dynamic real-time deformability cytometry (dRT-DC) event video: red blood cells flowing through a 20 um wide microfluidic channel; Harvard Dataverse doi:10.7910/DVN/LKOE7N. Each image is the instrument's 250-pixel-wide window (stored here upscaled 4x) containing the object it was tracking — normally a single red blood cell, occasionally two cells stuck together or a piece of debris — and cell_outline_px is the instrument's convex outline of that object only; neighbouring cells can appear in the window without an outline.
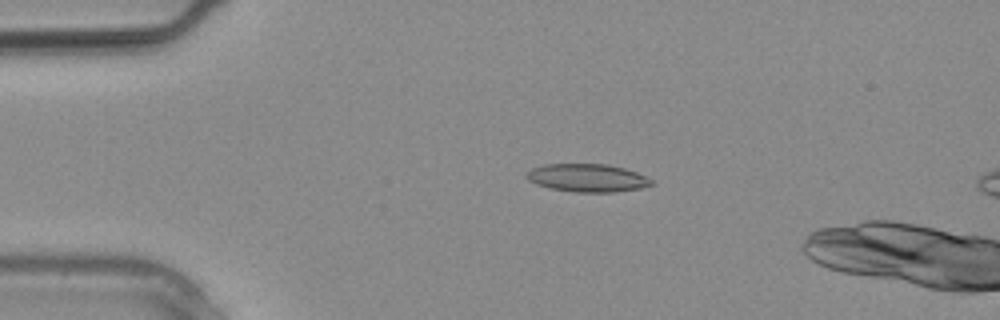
{"species": "common noctule bat (a hibernating species)", "species_latin": "Nyctalus noctula", "temperature_condition": "warm", "stored_images_in_passage": 7, "camera_frame_rate_fps": 3000, "um_per_image_px": 0.085, "animal": {"sex": "male", "body_mass_g": 20.4}, "frame": {"image": 1, "passage_image": 5, "time_ms": 1.333, "image_size_px": [1000, 320], "cell_outline_px": [[652, 184], [640, 188], [616, 192], [576, 192], [552, 188], [536, 184], [528, 180], [524, 176], [524, 172], [532, 168], [544, 164], [608, 164], [624, 168], [636, 172], [652, 180]], "centroid_in_image_um": [49.87, 15.11], "position_along_channel_um": 35.1, "area_um2": 20.35}}